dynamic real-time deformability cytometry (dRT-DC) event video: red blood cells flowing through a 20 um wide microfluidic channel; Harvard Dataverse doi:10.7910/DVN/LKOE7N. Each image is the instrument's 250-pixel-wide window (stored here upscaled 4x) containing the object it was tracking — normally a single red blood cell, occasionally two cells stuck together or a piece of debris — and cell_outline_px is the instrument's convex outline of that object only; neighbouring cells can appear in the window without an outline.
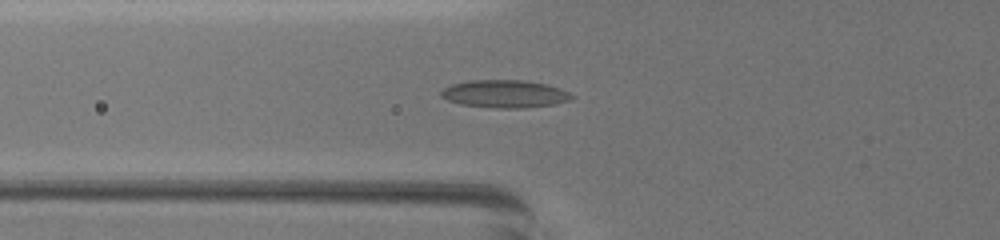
{"species": "common noctule bat (a hibernating species)", "species_latin": "Nyctalus noctula", "temperature_condition": "warm", "stored_images_in_passage": 3, "segment_of_instrument_passage": [1, 2], "camera_frame_rate_fps": 3000, "um_per_image_px": 0.085, "animal": {"sex": "female", "body_mass_g": 19.5, "forearm_length_mm": 54.1}, "frame": {"image": 1, "passage_image": 2, "time_ms": 0.333, "image_size_px": [1000, 240], "cell_outline_px": [[196, 192], [136, 196], [56, 192], [68, 180], [180, 180], [192, 184], [196, 188]], "centroid_in_image_um": [10.83, 15.92], "position_along_channel_um": 115.0, "area_um2": 13.29}}